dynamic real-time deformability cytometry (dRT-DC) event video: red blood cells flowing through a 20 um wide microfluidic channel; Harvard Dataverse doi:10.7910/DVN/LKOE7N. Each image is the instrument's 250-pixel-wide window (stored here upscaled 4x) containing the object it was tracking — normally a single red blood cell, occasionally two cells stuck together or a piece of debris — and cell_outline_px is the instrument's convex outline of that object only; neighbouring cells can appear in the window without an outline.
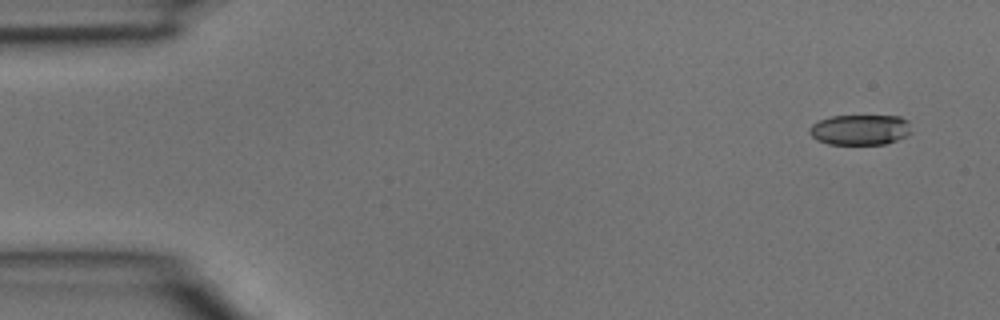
{"species": "common noctule bat (a hibernating species)", "species_latin": "Nyctalus noctula", "temperature_condition": "room temperature", "stored_images_in_passage": 3, "camera_frame_rate_fps": 3000, "um_per_image_px": 0.085, "animal": {"sex": "male", "body_mass_g": 15.6}, "frame": {"image": 1, "passage_image": 1, "time_ms": 0.0, "image_size_px": [1000, 320], "cell_outline_px": [[912, 132], [896, 140], [884, 144], [828, 144], [816, 140], [808, 132], [808, 128], [812, 124], [820, 120], [832, 116], [900, 116], [908, 120]], "centroid_in_image_um": [73.09, 11.02], "position_along_channel_um": 11.9, "area_um2": 18.09}}
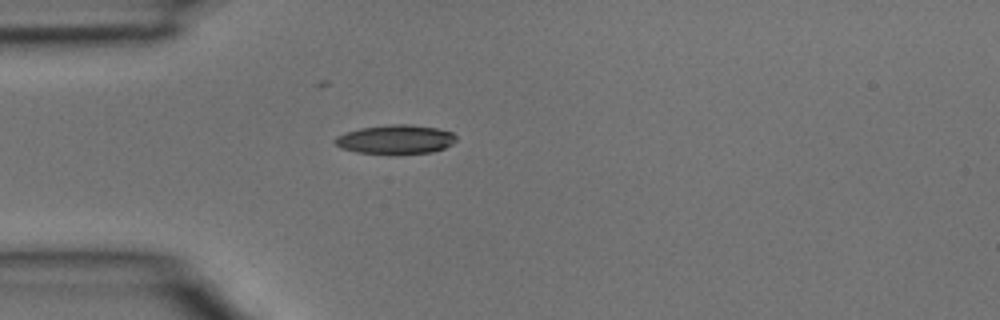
{"frame": {"image": 2, "passage_image": 3, "time_ms": 0.667, "image_size_px": [1000, 320], "cell_outline_px": [[456, 140], [452, 144], [444, 148], [432, 152], [388, 156], [356, 152], [340, 148], [332, 140], [336, 136], [360, 128], [388, 124], [408, 124], [436, 128], [452, 132], [456, 136]], "centroid_in_image_um": [33.6, 11.88], "position_along_channel_um": 51.4, "area_um2": 21.1}}